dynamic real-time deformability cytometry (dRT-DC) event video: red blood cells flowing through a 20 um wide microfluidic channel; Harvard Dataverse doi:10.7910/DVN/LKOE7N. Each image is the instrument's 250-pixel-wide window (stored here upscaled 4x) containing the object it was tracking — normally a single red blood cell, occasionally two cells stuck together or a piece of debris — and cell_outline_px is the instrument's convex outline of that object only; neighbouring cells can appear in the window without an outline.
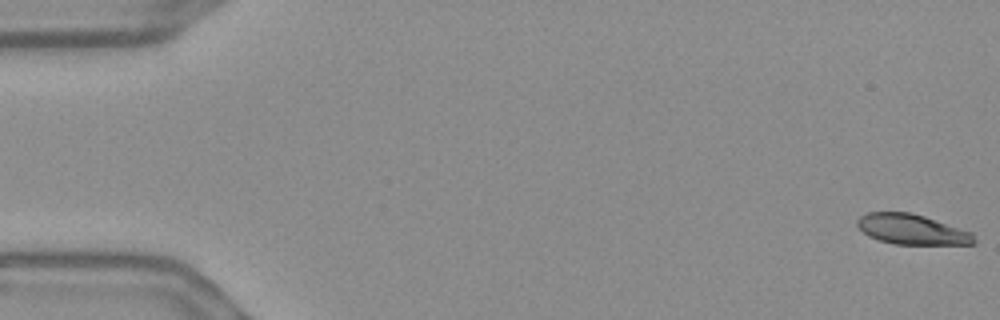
{"species": "Egyptian fruit bat (a non-hibernating species)", "species_latin": "Rousettus aegyptiacus", "temperature_condition": "warm", "stored_images_in_passage": 56, "camera_frame_rate_fps": 3000, "um_per_image_px": 0.085, "frame": {"image": 1, "passage_image": 1, "time_ms": 0.0, "image_size_px": [1000, 320], "cell_outline_px": [[976, 244], [896, 244], [880, 240], [868, 236], [856, 224], [856, 220], [860, 216], [868, 212], [912, 212], [972, 232], [976, 240]], "centroid_in_image_um": [77.51, 19.49], "position_along_channel_um": 7.5, "area_um2": 20.46}}
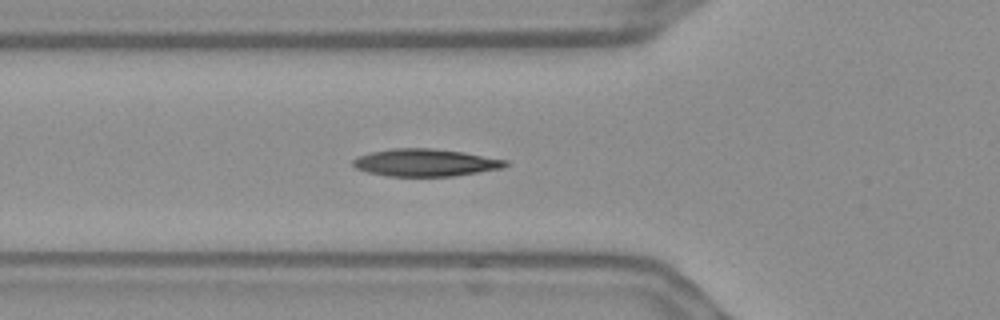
{"frame": {"image": 2, "passage_image": 20, "time_ms": 6.333, "image_size_px": [1000, 320], "cell_outline_px": [[508, 164], [504, 168], [456, 176], [388, 176], [368, 172], [356, 168], [352, 164], [352, 160], [356, 156], [372, 152], [392, 148], [432, 148], [464, 152], [508, 160]], "centroid_in_image_um": [36.18, 13.82], "position_along_channel_um": 89.6, "area_um2": 24.51}}
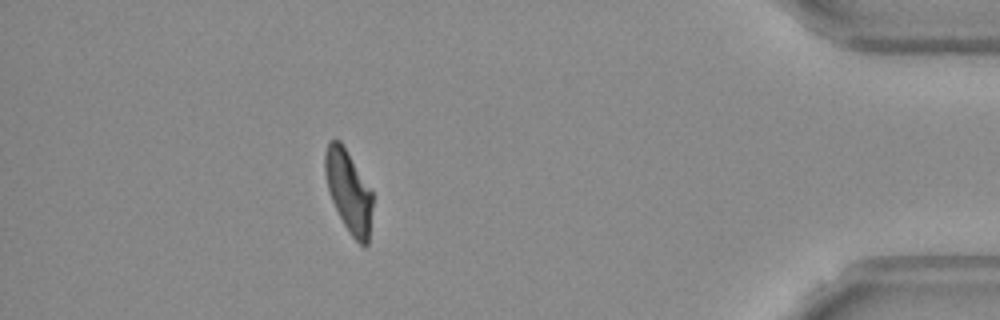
{"frame": {"image": 3, "passage_image": 50, "time_ms": 16.333, "image_size_px": [1000, 320], "cell_outline_px": [[372, 208], [368, 244], [364, 248], [352, 236], [344, 224], [332, 200], [328, 188], [324, 172], [324, 156], [328, 140], [340, 140], [372, 192]], "centroid_in_image_um": [29.62, 16.26], "position_along_channel_um": 405.6, "area_um2": 22.31}, "authors_computed_cell_mechanics": {"area_um2": 23.6402, "velocity_mm_per_s": 3.6459, "shape_relaxation_time_tau1_ms": 10.0379, "shape_relaxation_time_tau2_ms": 2.0049, "deformation_change_tau1": 0.2667, "deformation_change_tau2": 0.0646}}